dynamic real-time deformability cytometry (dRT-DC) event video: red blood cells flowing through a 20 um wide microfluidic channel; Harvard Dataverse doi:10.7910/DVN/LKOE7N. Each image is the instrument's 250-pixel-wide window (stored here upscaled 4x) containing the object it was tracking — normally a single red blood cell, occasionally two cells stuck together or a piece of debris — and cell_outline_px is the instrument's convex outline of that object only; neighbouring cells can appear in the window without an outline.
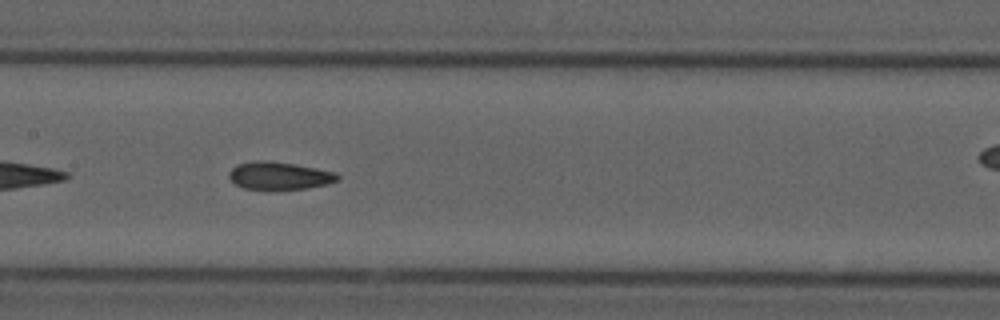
{"species": "common noctule bat (a hibernating species)", "species_latin": "Nyctalus noctula", "temperature_condition": "cold", "stored_images_in_passage": 41, "camera_frame_rate_fps": 3000, "um_per_image_px": 0.085, "animal": {"sex": "male", "forearm_length_mm": 52.5}, "frame": {"image": 1, "passage_image": 12, "time_ms": 3.667, "image_size_px": [1000, 320], "cell_outline_px": [[340, 180], [328, 184], [304, 188], [244, 188], [236, 184], [228, 176], [228, 172], [236, 164], [256, 160], [268, 160], [316, 168], [336, 172], [340, 176]], "centroid_in_image_um": [23.75, 14.91], "position_along_channel_um": 183.6, "area_um2": 17.22}, "authors_computed_cell_mechanics": {"area_um2": 17.8602, "velocity_mm_per_s": 3.6881, "shape_relaxation_time_tau1_ms": 8.9747, "shape_relaxation_time_tau2_ms": 3.1138, "deformation_change_tau1": 0.1679, "deformation_change_tau2": 0.1027}}